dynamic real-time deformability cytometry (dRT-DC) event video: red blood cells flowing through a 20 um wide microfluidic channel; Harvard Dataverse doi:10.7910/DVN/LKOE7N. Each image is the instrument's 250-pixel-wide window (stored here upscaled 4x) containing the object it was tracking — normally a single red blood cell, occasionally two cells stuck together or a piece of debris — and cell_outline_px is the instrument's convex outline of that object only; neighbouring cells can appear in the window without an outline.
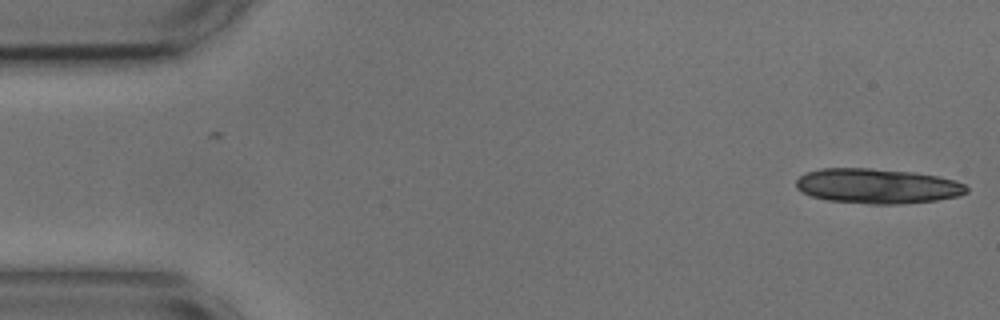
{"species": "common noctule bat (a hibernating species)", "species_latin": "Nyctalus noctula", "temperature_condition": "cold", "stored_images_in_passage": 14, "camera_frame_rate_fps": 3000, "um_per_image_px": 0.085, "animal": {"sex": "male", "body_mass_g": 17.9, "forearm_length_mm": 54.2}, "frame": {"image": 1, "passage_image": 1, "time_ms": 0.0, "image_size_px": [1000, 320], "cell_outline_px": [[968, 192], [960, 196], [936, 200], [900, 204], [868, 204], [828, 200], [812, 196], [796, 188], [796, 180], [804, 172], [820, 168], [872, 168], [912, 172], [936, 176], [956, 180], [964, 184], [968, 188]], "centroid_in_image_um": [74.57, 15.81], "position_along_channel_um": 10.4, "area_um2": 34.85}}